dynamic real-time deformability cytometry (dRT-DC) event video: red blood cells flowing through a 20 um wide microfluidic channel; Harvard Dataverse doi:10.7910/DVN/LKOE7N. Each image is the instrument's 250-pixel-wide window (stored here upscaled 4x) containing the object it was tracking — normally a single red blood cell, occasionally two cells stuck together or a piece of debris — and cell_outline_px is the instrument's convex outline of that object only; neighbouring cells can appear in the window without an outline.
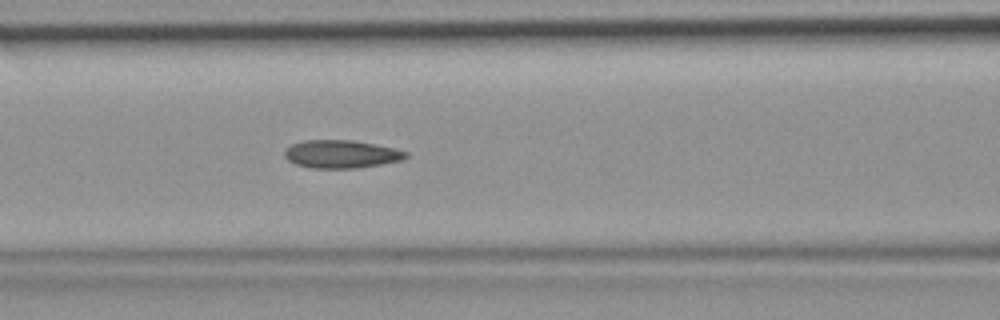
{"species": "common noctule bat (a hibernating species)", "species_latin": "Nyctalus noctula", "temperature_condition": "room temperature", "stored_images_in_passage": 45, "camera_frame_rate_fps": 3000, "um_per_image_px": 0.085, "animal": {"sex": "female", "body_mass_g": 19.9}, "frame": {"image": 1, "passage_image": 17, "time_ms": 5.333, "image_size_px": [1000, 320], "cell_outline_px": [[408, 156], [400, 160], [380, 164], [356, 168], [312, 168], [296, 164], [288, 160], [284, 156], [284, 152], [292, 144], [304, 140], [352, 140], [392, 148], [408, 152]], "centroid_in_image_um": [28.97, 13.1], "position_along_channel_um": 137.6, "area_um2": 19.48}}
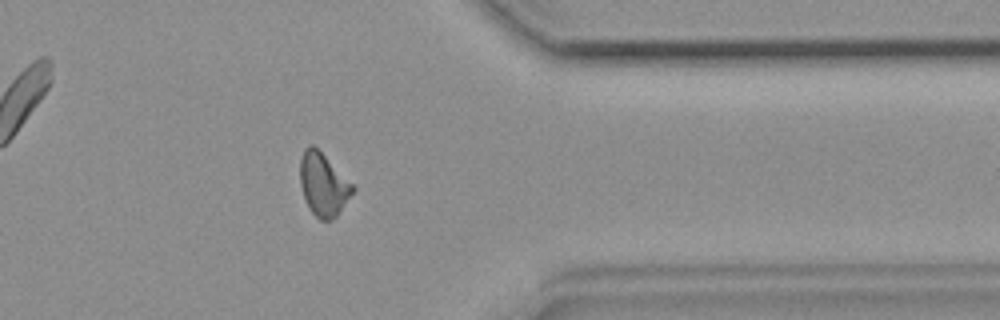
{"frame": {"image": 2, "passage_image": 35, "time_ms": 11.333, "image_size_px": [1000, 320], "cell_outline_px": [[356, 188], [336, 216], [332, 220], [320, 220], [308, 208], [300, 184], [300, 156], [304, 148], [308, 144], [312, 144]], "centroid_in_image_um": [27.44, 15.69], "position_along_channel_um": 384.0, "area_um2": 18.9}}
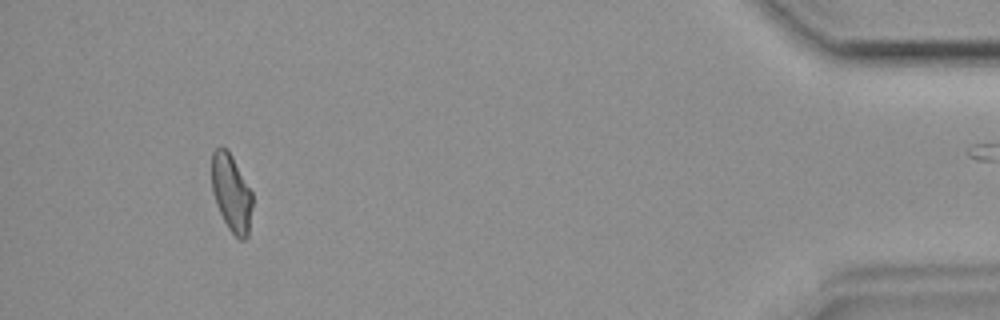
{"frame": {"image": 3, "passage_image": 41, "time_ms": 13.333, "image_size_px": [1000, 320], "cell_outline_px": [[252, 208], [248, 236], [244, 240], [240, 240], [228, 228], [216, 204], [212, 192], [212, 152], [220, 144], [228, 148], [252, 192]], "centroid_in_image_um": [19.66, 16.36], "position_along_channel_um": 415.5, "area_um2": 18.5}}